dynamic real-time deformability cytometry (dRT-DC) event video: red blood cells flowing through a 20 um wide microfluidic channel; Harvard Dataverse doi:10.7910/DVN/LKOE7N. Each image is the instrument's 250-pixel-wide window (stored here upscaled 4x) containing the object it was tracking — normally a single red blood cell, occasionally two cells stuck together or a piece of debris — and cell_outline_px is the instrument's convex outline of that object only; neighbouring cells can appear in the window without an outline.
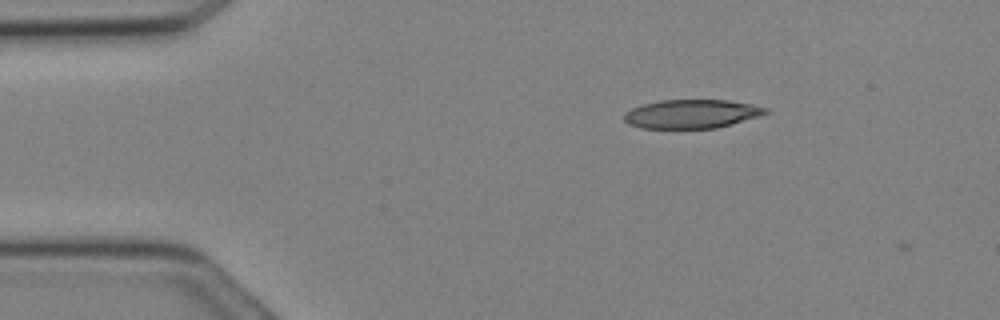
{"species": "Egyptian fruit bat (a non-hibernating species)", "species_latin": "Rousettus aegyptiacus", "temperature_condition": "cold", "stored_images_in_passage": 2, "camera_frame_rate_fps": 3000, "um_per_image_px": 0.085, "animal": {"sex": "female"}, "frame": {"image": 1, "passage_image": 1, "time_ms": 0.0, "image_size_px": [1000, 320], "cell_outline_px": [[768, 112], [764, 116], [716, 128], [640, 128], [628, 124], [624, 120], [624, 112], [632, 108], [644, 104], [660, 100], [728, 100], [752, 104], [768, 108]], "centroid_in_image_um": [58.83, 9.68], "position_along_channel_um": 26.2, "area_um2": 23.93}}